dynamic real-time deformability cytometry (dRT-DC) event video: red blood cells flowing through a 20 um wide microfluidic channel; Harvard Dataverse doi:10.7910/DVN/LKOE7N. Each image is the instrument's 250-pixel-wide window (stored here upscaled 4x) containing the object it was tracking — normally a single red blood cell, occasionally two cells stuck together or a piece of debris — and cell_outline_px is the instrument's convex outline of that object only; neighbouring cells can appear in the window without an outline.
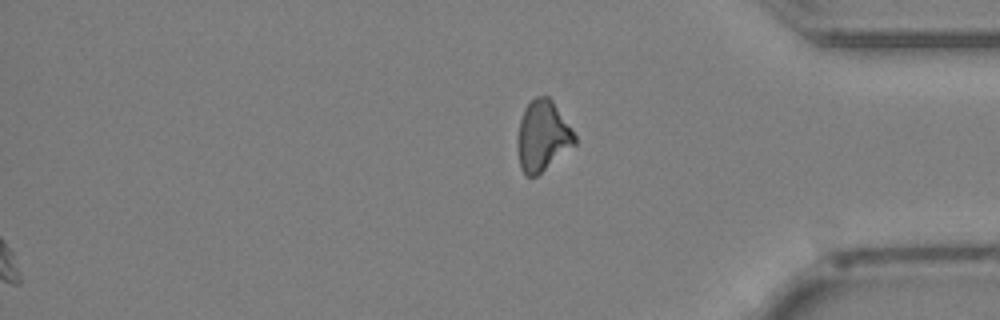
{"species": "Egyptian fruit bat (a non-hibernating species)", "species_latin": "Rousettus aegyptiacus", "temperature_condition": "cold", "stored_images_in_passage": 37, "segment_of_instrument_passage": [2, 2], "camera_frame_rate_fps": 3000, "um_per_image_px": 0.085, "animal": {"sex": "female"}, "frame": {"image": 1, "passage_image": 37, "time_ms": 12.0, "image_size_px": [1000, 320], "cell_outline_px": [[576, 144], [536, 176], [524, 176], [520, 168], [516, 144], [516, 136], [520, 120], [524, 108], [536, 96], [548, 96], [552, 100], [576, 136]], "centroid_in_image_um": [46.08, 11.57], "position_along_channel_um": 389.1, "area_um2": 23.52}}